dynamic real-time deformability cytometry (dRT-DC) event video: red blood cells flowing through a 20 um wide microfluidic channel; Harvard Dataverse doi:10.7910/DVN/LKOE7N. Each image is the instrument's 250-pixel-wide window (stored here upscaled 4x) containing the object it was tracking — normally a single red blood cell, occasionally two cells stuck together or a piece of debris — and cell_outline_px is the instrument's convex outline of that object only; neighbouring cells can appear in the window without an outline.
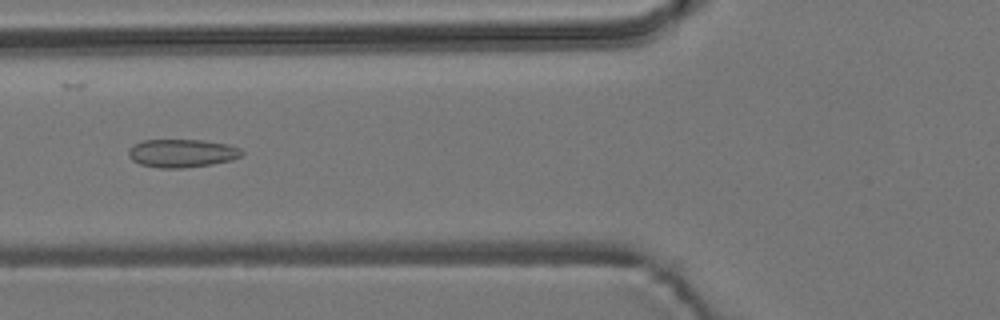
{"species": "common noctule bat (a hibernating species)", "species_latin": "Nyctalus noctula", "temperature_condition": "room temperature", "stored_images_in_passage": 8, "camera_frame_rate_fps": 3000, "um_per_image_px": 0.085, "animal": {"sex": "male", "body_mass_g": 19.2, "forearm_length_mm": 51.8}, "frame": {"image": 1, "passage_image": 6, "time_ms": 6.333, "image_size_px": [1000, 320], "cell_outline_px": [[244, 152], [240, 156], [232, 160], [212, 164], [180, 168], [160, 168], [140, 164], [132, 160], [128, 156], [128, 152], [136, 144], [144, 140], [204, 140], [228, 144], [240, 148]], "centroid_in_image_um": [15.5, 13.02], "position_along_channel_um": 110.3, "area_um2": 18.5}}
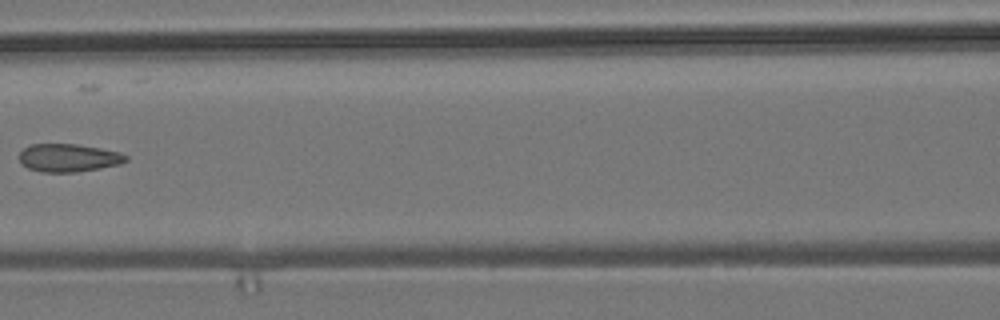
{"frame": {"image": 2, "passage_image": 7, "time_ms": 7.667, "image_size_px": [1000, 320], "cell_outline_px": [[128, 160], [120, 164], [100, 168], [76, 172], [44, 172], [28, 168], [20, 160], [20, 152], [24, 148], [32, 144], [76, 144], [100, 148], [120, 152], [128, 156]], "centroid_in_image_um": [5.86, 13.41], "position_along_channel_um": 160.7, "area_um2": 17.28}}
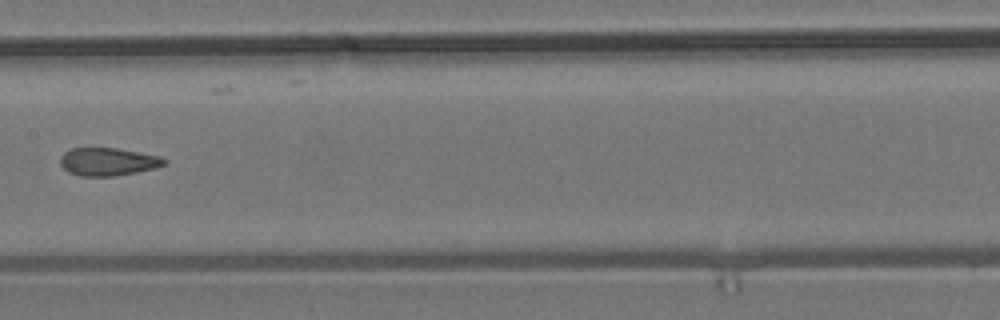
{"frame": {"image": 3, "passage_image": 8, "time_ms": 8.667, "image_size_px": [1000, 320], "cell_outline_px": [[168, 160], [164, 164], [156, 168], [136, 172], [112, 176], [80, 176], [68, 172], [60, 164], [60, 156], [64, 152], [72, 148], [116, 148], [160, 156]], "centroid_in_image_um": [9.16, 13.74], "position_along_channel_um": 198.2, "area_um2": 16.88}}